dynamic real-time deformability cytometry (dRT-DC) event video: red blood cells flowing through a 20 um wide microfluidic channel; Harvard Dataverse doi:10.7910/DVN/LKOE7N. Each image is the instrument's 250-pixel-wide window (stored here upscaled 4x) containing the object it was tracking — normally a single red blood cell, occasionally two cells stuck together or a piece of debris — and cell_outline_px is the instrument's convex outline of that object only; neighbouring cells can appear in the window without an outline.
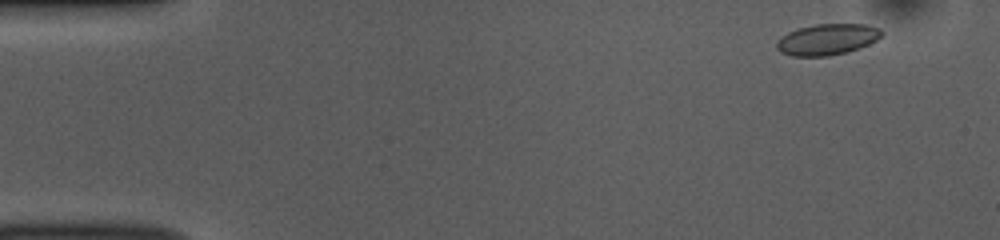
{"species": "common noctule bat (a hibernating species)", "species_latin": "Nyctalus noctula", "temperature_condition": "room temperature", "stored_images_in_passage": 51, "camera_frame_rate_fps": 3000, "um_per_image_px": 0.085, "animal": {"sex": "female", "body_mass_g": 10.0, "forearm_length_mm": 53.1}, "frame": {"image": 1, "passage_image": 3, "time_ms": 0.667, "image_size_px": [1000, 240], "cell_outline_px": [[884, 32], [876, 40], [860, 48], [848, 52], [828, 56], [792, 56], [780, 52], [776, 48], [776, 40], [780, 36], [788, 32], [800, 28], [816, 24], [864, 24], [880, 28]], "centroid_in_image_um": [70.29, 3.35], "position_along_channel_um": 14.7, "area_um2": 19.13}}
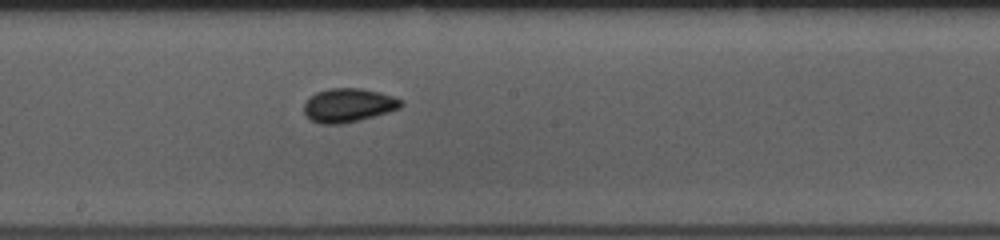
{"frame": {"image": 2, "passage_image": 27, "time_ms": 8.667, "image_size_px": [1000, 240], "cell_outline_px": [[404, 104], [400, 108], [388, 112], [360, 120], [340, 124], [320, 124], [312, 120], [304, 112], [304, 100], [308, 96], [316, 92], [328, 88], [360, 88], [380, 92], [404, 100]], "centroid_in_image_um": [29.6, 8.93], "position_along_channel_um": 218.6, "area_um2": 19.31}}
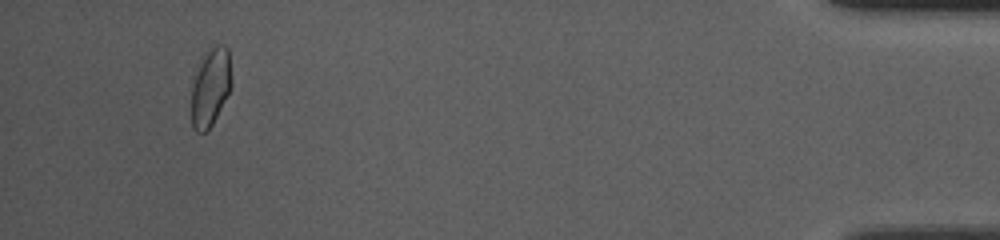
{"frame": {"image": 3, "passage_image": 48, "time_ms": 15.667, "image_size_px": [1000, 240], "cell_outline_px": [[232, 84], [212, 124], [204, 132], [196, 132], [192, 128], [192, 76], [200, 56], [212, 44], [224, 44], [228, 48], [232, 80]], "centroid_in_image_um": [17.86, 7.29], "position_along_channel_um": 417.3, "area_um2": 18.67}, "authors_computed_cell_mechanics": {"area_um2": 18.3804, "velocity_mm_per_s": 3.8487, "shape_relaxation_time_tau1_ms": 3.0582, "shape_relaxation_time_tau2_ms": 1.5398, "deformation_change_tau1": 0.0769, "deformation_change_tau2": 0.0518}}